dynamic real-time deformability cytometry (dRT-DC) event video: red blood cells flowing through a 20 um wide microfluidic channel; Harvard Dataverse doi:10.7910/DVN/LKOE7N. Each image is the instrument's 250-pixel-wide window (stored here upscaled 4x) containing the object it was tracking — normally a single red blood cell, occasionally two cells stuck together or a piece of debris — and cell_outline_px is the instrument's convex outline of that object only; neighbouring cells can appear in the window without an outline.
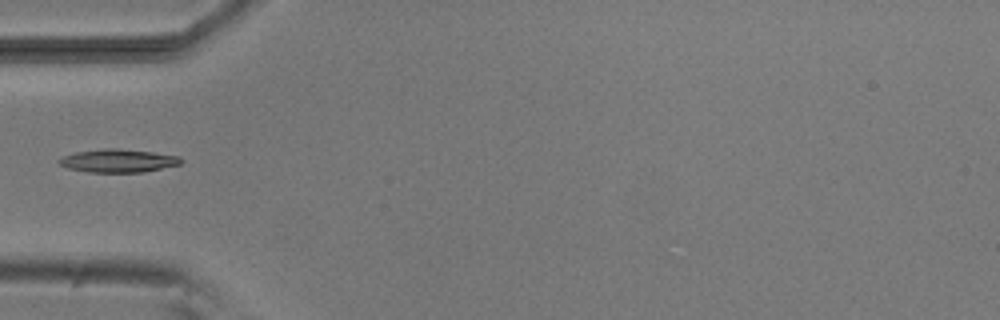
{"species": "common noctule bat (a hibernating species)", "species_latin": "Nyctalus noctula", "temperature_condition": "room temperature", "stored_images_in_passage": 6, "camera_frame_rate_fps": 3000, "um_per_image_px": 0.085, "animal": {"sex": "male", "body_mass_g": 20.5, "forearm_length_mm": 52.5}, "frame": {"image": 1, "passage_image": 4, "time_ms": 4.333, "image_size_px": [1000, 320], "cell_outline_px": [[184, 160], [180, 164], [144, 172], [88, 172], [68, 168], [60, 164], [56, 160], [64, 156], [76, 152], [104, 148], [116, 148], [152, 152], [180, 156]], "centroid_in_image_um": [10.05, 13.66], "position_along_channel_um": 74.9, "area_um2": 16.42}}
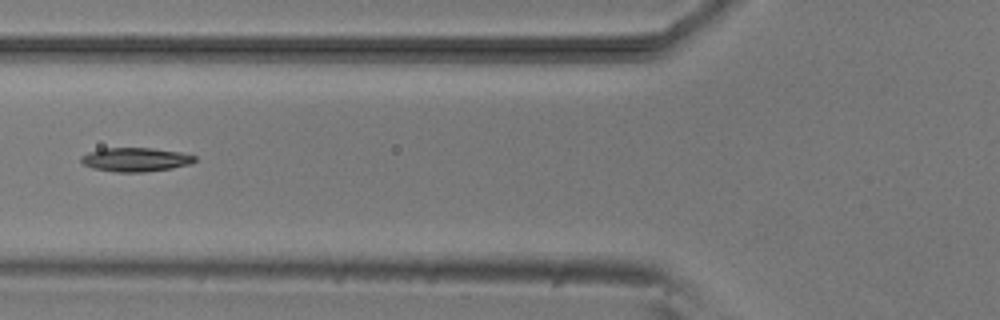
{"frame": {"image": 2, "passage_image": 5, "time_ms": 5.333, "image_size_px": [1000, 320], "cell_outline_px": [[196, 160], [188, 164], [172, 168], [144, 172], [116, 172], [92, 168], [84, 164], [80, 160], [80, 156], [88, 152], [104, 148], [152, 148], [180, 152], [196, 156]], "centroid_in_image_um": [11.5, 13.56], "position_along_channel_um": 114.3, "area_um2": 15.78}}
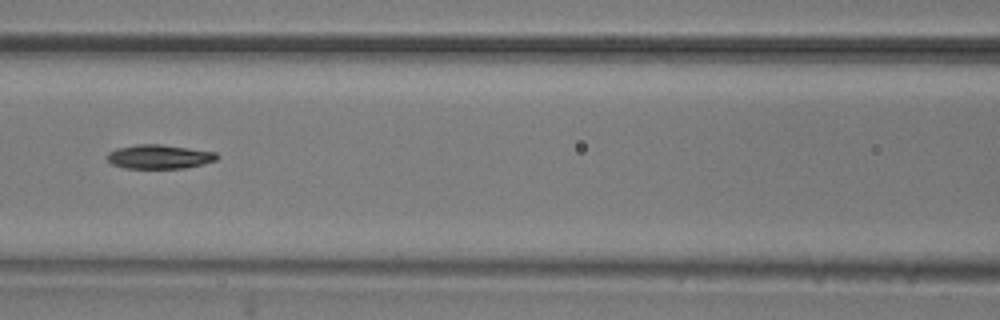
{"frame": {"image": 3, "passage_image": 6, "time_ms": 6.333, "image_size_px": [1000, 320], "cell_outline_px": [[220, 156], [216, 160], [184, 168], [124, 168], [112, 164], [108, 160], [108, 152], [116, 148], [136, 144], [160, 144], [216, 152]], "centroid_in_image_um": [13.52, 13.31], "position_along_channel_um": 153.1, "area_um2": 15.32}}